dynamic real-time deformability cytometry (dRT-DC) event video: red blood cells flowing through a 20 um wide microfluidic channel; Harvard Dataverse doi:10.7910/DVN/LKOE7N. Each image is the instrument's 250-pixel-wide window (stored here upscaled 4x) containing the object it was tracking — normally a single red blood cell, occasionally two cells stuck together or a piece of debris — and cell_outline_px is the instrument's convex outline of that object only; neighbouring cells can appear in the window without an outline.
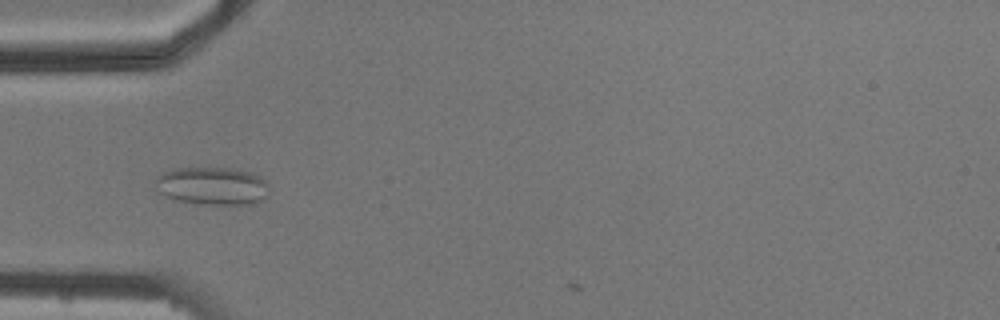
{"species": "common noctule bat (a hibernating species)", "species_latin": "Nyctalus noctula", "temperature_condition": "cold", "stored_images_in_passage": 4, "camera_frame_rate_fps": 3000, "um_per_image_px": 0.085, "animal": {"sex": "male", "body_mass_g": 20.5, "forearm_length_mm": 52.5}, "frame": {"image": 1, "passage_image": 3, "time_ms": 3.0, "image_size_px": [1000, 320], "cell_outline_px": [[268, 196], [264, 200], [252, 204], [208, 204], [176, 200], [160, 192], [156, 188], [156, 176], [172, 168], [232, 168], [252, 172], [260, 176], [268, 184]], "centroid_in_image_um": [18.09, 15.79], "position_along_channel_um": 66.9, "area_um2": 25.2}}